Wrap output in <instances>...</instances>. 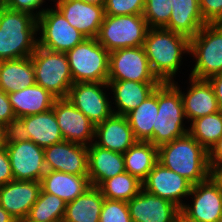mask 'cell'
<instances>
[{
  "label": "cell",
  "mask_w": 222,
  "mask_h": 222,
  "mask_svg": "<svg viewBox=\"0 0 222 222\" xmlns=\"http://www.w3.org/2000/svg\"><path fill=\"white\" fill-rule=\"evenodd\" d=\"M143 48L157 78L161 82H172L181 66L182 56L190 52V39L163 27L149 28Z\"/></svg>",
  "instance_id": "6da1fadb"
},
{
  "label": "cell",
  "mask_w": 222,
  "mask_h": 222,
  "mask_svg": "<svg viewBox=\"0 0 222 222\" xmlns=\"http://www.w3.org/2000/svg\"><path fill=\"white\" fill-rule=\"evenodd\" d=\"M158 162L192 185L210 177L208 151L189 133L159 146Z\"/></svg>",
  "instance_id": "7a4b0ae2"
},
{
  "label": "cell",
  "mask_w": 222,
  "mask_h": 222,
  "mask_svg": "<svg viewBox=\"0 0 222 222\" xmlns=\"http://www.w3.org/2000/svg\"><path fill=\"white\" fill-rule=\"evenodd\" d=\"M37 18L0 7V61L31 57L38 46Z\"/></svg>",
  "instance_id": "3957f363"
},
{
  "label": "cell",
  "mask_w": 222,
  "mask_h": 222,
  "mask_svg": "<svg viewBox=\"0 0 222 222\" xmlns=\"http://www.w3.org/2000/svg\"><path fill=\"white\" fill-rule=\"evenodd\" d=\"M176 83V84H175ZM178 82H161L158 85V111H156L153 138L154 146H161L174 139L183 137L189 129L183 121L186 119ZM185 118V119H184Z\"/></svg>",
  "instance_id": "277c9868"
},
{
  "label": "cell",
  "mask_w": 222,
  "mask_h": 222,
  "mask_svg": "<svg viewBox=\"0 0 222 222\" xmlns=\"http://www.w3.org/2000/svg\"><path fill=\"white\" fill-rule=\"evenodd\" d=\"M195 65L189 76L209 79L222 73V23H206L190 38V52Z\"/></svg>",
  "instance_id": "5b68a950"
},
{
  "label": "cell",
  "mask_w": 222,
  "mask_h": 222,
  "mask_svg": "<svg viewBox=\"0 0 222 222\" xmlns=\"http://www.w3.org/2000/svg\"><path fill=\"white\" fill-rule=\"evenodd\" d=\"M66 55L74 83L108 81L109 52L97 38H86Z\"/></svg>",
  "instance_id": "8992f818"
},
{
  "label": "cell",
  "mask_w": 222,
  "mask_h": 222,
  "mask_svg": "<svg viewBox=\"0 0 222 222\" xmlns=\"http://www.w3.org/2000/svg\"><path fill=\"white\" fill-rule=\"evenodd\" d=\"M35 69V82L57 99L66 98L74 84L66 53L37 46L31 55Z\"/></svg>",
  "instance_id": "52a82bcc"
},
{
  "label": "cell",
  "mask_w": 222,
  "mask_h": 222,
  "mask_svg": "<svg viewBox=\"0 0 222 222\" xmlns=\"http://www.w3.org/2000/svg\"><path fill=\"white\" fill-rule=\"evenodd\" d=\"M148 29L143 15H105L97 40L109 53L122 48L141 47Z\"/></svg>",
  "instance_id": "ba28073f"
},
{
  "label": "cell",
  "mask_w": 222,
  "mask_h": 222,
  "mask_svg": "<svg viewBox=\"0 0 222 222\" xmlns=\"http://www.w3.org/2000/svg\"><path fill=\"white\" fill-rule=\"evenodd\" d=\"M38 46L43 49L66 53L86 39V36L71 26L56 8H47L37 18Z\"/></svg>",
  "instance_id": "9c48e42d"
},
{
  "label": "cell",
  "mask_w": 222,
  "mask_h": 222,
  "mask_svg": "<svg viewBox=\"0 0 222 222\" xmlns=\"http://www.w3.org/2000/svg\"><path fill=\"white\" fill-rule=\"evenodd\" d=\"M161 82L152 72L143 46L109 53L108 81Z\"/></svg>",
  "instance_id": "30bf717a"
},
{
  "label": "cell",
  "mask_w": 222,
  "mask_h": 222,
  "mask_svg": "<svg viewBox=\"0 0 222 222\" xmlns=\"http://www.w3.org/2000/svg\"><path fill=\"white\" fill-rule=\"evenodd\" d=\"M104 88L109 89L107 82L74 83L66 98L96 126L113 114Z\"/></svg>",
  "instance_id": "8fae6325"
},
{
  "label": "cell",
  "mask_w": 222,
  "mask_h": 222,
  "mask_svg": "<svg viewBox=\"0 0 222 222\" xmlns=\"http://www.w3.org/2000/svg\"><path fill=\"white\" fill-rule=\"evenodd\" d=\"M190 196L192 204H184L180 209L185 217L194 222H218L222 215V191L211 177L192 185Z\"/></svg>",
  "instance_id": "7c38bea8"
},
{
  "label": "cell",
  "mask_w": 222,
  "mask_h": 222,
  "mask_svg": "<svg viewBox=\"0 0 222 222\" xmlns=\"http://www.w3.org/2000/svg\"><path fill=\"white\" fill-rule=\"evenodd\" d=\"M14 180L41 181L45 174L44 148L31 140L7 144Z\"/></svg>",
  "instance_id": "4fadbf2b"
},
{
  "label": "cell",
  "mask_w": 222,
  "mask_h": 222,
  "mask_svg": "<svg viewBox=\"0 0 222 222\" xmlns=\"http://www.w3.org/2000/svg\"><path fill=\"white\" fill-rule=\"evenodd\" d=\"M52 108L64 141L86 146L94 141L95 125L67 98L56 99Z\"/></svg>",
  "instance_id": "5bb4252c"
},
{
  "label": "cell",
  "mask_w": 222,
  "mask_h": 222,
  "mask_svg": "<svg viewBox=\"0 0 222 222\" xmlns=\"http://www.w3.org/2000/svg\"><path fill=\"white\" fill-rule=\"evenodd\" d=\"M192 184L181 175L157 162L142 182V189L155 196L167 199L178 206H184L183 198L190 194ZM182 198V199H181Z\"/></svg>",
  "instance_id": "9a60e30c"
},
{
  "label": "cell",
  "mask_w": 222,
  "mask_h": 222,
  "mask_svg": "<svg viewBox=\"0 0 222 222\" xmlns=\"http://www.w3.org/2000/svg\"><path fill=\"white\" fill-rule=\"evenodd\" d=\"M46 170L75 175H88V148L86 145L62 141L44 148Z\"/></svg>",
  "instance_id": "2e32d148"
},
{
  "label": "cell",
  "mask_w": 222,
  "mask_h": 222,
  "mask_svg": "<svg viewBox=\"0 0 222 222\" xmlns=\"http://www.w3.org/2000/svg\"><path fill=\"white\" fill-rule=\"evenodd\" d=\"M57 8L71 26L86 38H97L105 16L104 6L86 3L82 0H54Z\"/></svg>",
  "instance_id": "e0dca14e"
},
{
  "label": "cell",
  "mask_w": 222,
  "mask_h": 222,
  "mask_svg": "<svg viewBox=\"0 0 222 222\" xmlns=\"http://www.w3.org/2000/svg\"><path fill=\"white\" fill-rule=\"evenodd\" d=\"M41 191V181L13 180L0 186V206L16 221L28 217Z\"/></svg>",
  "instance_id": "ac0fdd59"
},
{
  "label": "cell",
  "mask_w": 222,
  "mask_h": 222,
  "mask_svg": "<svg viewBox=\"0 0 222 222\" xmlns=\"http://www.w3.org/2000/svg\"><path fill=\"white\" fill-rule=\"evenodd\" d=\"M132 222H175L180 208L141 189L127 202Z\"/></svg>",
  "instance_id": "d6986e66"
},
{
  "label": "cell",
  "mask_w": 222,
  "mask_h": 222,
  "mask_svg": "<svg viewBox=\"0 0 222 222\" xmlns=\"http://www.w3.org/2000/svg\"><path fill=\"white\" fill-rule=\"evenodd\" d=\"M94 140L95 145L121 154L137 142L126 116L116 114L95 126Z\"/></svg>",
  "instance_id": "ffe728a7"
},
{
  "label": "cell",
  "mask_w": 222,
  "mask_h": 222,
  "mask_svg": "<svg viewBox=\"0 0 222 222\" xmlns=\"http://www.w3.org/2000/svg\"><path fill=\"white\" fill-rule=\"evenodd\" d=\"M189 85L186 95L180 90L186 119L193 121L200 117L219 112L216 95L208 79H196L189 76Z\"/></svg>",
  "instance_id": "44dd1931"
},
{
  "label": "cell",
  "mask_w": 222,
  "mask_h": 222,
  "mask_svg": "<svg viewBox=\"0 0 222 222\" xmlns=\"http://www.w3.org/2000/svg\"><path fill=\"white\" fill-rule=\"evenodd\" d=\"M88 148V177L91 186L98 187L104 180L125 172L124 156L95 145Z\"/></svg>",
  "instance_id": "7402d4cb"
},
{
  "label": "cell",
  "mask_w": 222,
  "mask_h": 222,
  "mask_svg": "<svg viewBox=\"0 0 222 222\" xmlns=\"http://www.w3.org/2000/svg\"><path fill=\"white\" fill-rule=\"evenodd\" d=\"M113 92L117 110L113 114L125 116L137 108L161 82L107 81ZM115 110V111H114Z\"/></svg>",
  "instance_id": "603a6c76"
},
{
  "label": "cell",
  "mask_w": 222,
  "mask_h": 222,
  "mask_svg": "<svg viewBox=\"0 0 222 222\" xmlns=\"http://www.w3.org/2000/svg\"><path fill=\"white\" fill-rule=\"evenodd\" d=\"M91 187L88 175H75L47 170L41 179V189L66 203L75 200Z\"/></svg>",
  "instance_id": "cb8c5ba5"
},
{
  "label": "cell",
  "mask_w": 222,
  "mask_h": 222,
  "mask_svg": "<svg viewBox=\"0 0 222 222\" xmlns=\"http://www.w3.org/2000/svg\"><path fill=\"white\" fill-rule=\"evenodd\" d=\"M172 12L164 27L173 32L194 37L207 23L201 14L199 0H170Z\"/></svg>",
  "instance_id": "d4e9b609"
},
{
  "label": "cell",
  "mask_w": 222,
  "mask_h": 222,
  "mask_svg": "<svg viewBox=\"0 0 222 222\" xmlns=\"http://www.w3.org/2000/svg\"><path fill=\"white\" fill-rule=\"evenodd\" d=\"M16 117L43 113L53 107L57 99L49 91L38 84L8 94Z\"/></svg>",
  "instance_id": "484cf974"
},
{
  "label": "cell",
  "mask_w": 222,
  "mask_h": 222,
  "mask_svg": "<svg viewBox=\"0 0 222 222\" xmlns=\"http://www.w3.org/2000/svg\"><path fill=\"white\" fill-rule=\"evenodd\" d=\"M35 69L31 57L0 61V89L10 94L34 85Z\"/></svg>",
  "instance_id": "4316f807"
},
{
  "label": "cell",
  "mask_w": 222,
  "mask_h": 222,
  "mask_svg": "<svg viewBox=\"0 0 222 222\" xmlns=\"http://www.w3.org/2000/svg\"><path fill=\"white\" fill-rule=\"evenodd\" d=\"M103 203L100 189L91 186L75 200L66 203L62 222H99Z\"/></svg>",
  "instance_id": "83f0119b"
},
{
  "label": "cell",
  "mask_w": 222,
  "mask_h": 222,
  "mask_svg": "<svg viewBox=\"0 0 222 222\" xmlns=\"http://www.w3.org/2000/svg\"><path fill=\"white\" fill-rule=\"evenodd\" d=\"M30 140L45 148L64 141L53 108L30 116L22 117Z\"/></svg>",
  "instance_id": "f1b7e54d"
},
{
  "label": "cell",
  "mask_w": 222,
  "mask_h": 222,
  "mask_svg": "<svg viewBox=\"0 0 222 222\" xmlns=\"http://www.w3.org/2000/svg\"><path fill=\"white\" fill-rule=\"evenodd\" d=\"M156 111L158 86L137 108L125 115L137 141L149 142L153 138Z\"/></svg>",
  "instance_id": "f546056e"
},
{
  "label": "cell",
  "mask_w": 222,
  "mask_h": 222,
  "mask_svg": "<svg viewBox=\"0 0 222 222\" xmlns=\"http://www.w3.org/2000/svg\"><path fill=\"white\" fill-rule=\"evenodd\" d=\"M123 156L126 172L143 182L158 162V147L151 142L137 141Z\"/></svg>",
  "instance_id": "4dcf8cb0"
},
{
  "label": "cell",
  "mask_w": 222,
  "mask_h": 222,
  "mask_svg": "<svg viewBox=\"0 0 222 222\" xmlns=\"http://www.w3.org/2000/svg\"><path fill=\"white\" fill-rule=\"evenodd\" d=\"M98 188L104 198L128 202L142 189V182L128 172L104 180Z\"/></svg>",
  "instance_id": "1f68e13d"
},
{
  "label": "cell",
  "mask_w": 222,
  "mask_h": 222,
  "mask_svg": "<svg viewBox=\"0 0 222 222\" xmlns=\"http://www.w3.org/2000/svg\"><path fill=\"white\" fill-rule=\"evenodd\" d=\"M188 128V133L208 151L222 136V110L193 120Z\"/></svg>",
  "instance_id": "d6a6232c"
},
{
  "label": "cell",
  "mask_w": 222,
  "mask_h": 222,
  "mask_svg": "<svg viewBox=\"0 0 222 222\" xmlns=\"http://www.w3.org/2000/svg\"><path fill=\"white\" fill-rule=\"evenodd\" d=\"M65 208L66 202L64 200L41 189L38 199L31 207L28 218L35 222H62Z\"/></svg>",
  "instance_id": "836d02e7"
},
{
  "label": "cell",
  "mask_w": 222,
  "mask_h": 222,
  "mask_svg": "<svg viewBox=\"0 0 222 222\" xmlns=\"http://www.w3.org/2000/svg\"><path fill=\"white\" fill-rule=\"evenodd\" d=\"M172 4L170 0H145L143 17L149 28H164L171 16Z\"/></svg>",
  "instance_id": "e575fe53"
},
{
  "label": "cell",
  "mask_w": 222,
  "mask_h": 222,
  "mask_svg": "<svg viewBox=\"0 0 222 222\" xmlns=\"http://www.w3.org/2000/svg\"><path fill=\"white\" fill-rule=\"evenodd\" d=\"M99 222H132L127 202L104 198Z\"/></svg>",
  "instance_id": "d590c367"
},
{
  "label": "cell",
  "mask_w": 222,
  "mask_h": 222,
  "mask_svg": "<svg viewBox=\"0 0 222 222\" xmlns=\"http://www.w3.org/2000/svg\"><path fill=\"white\" fill-rule=\"evenodd\" d=\"M145 0H106L105 15H143Z\"/></svg>",
  "instance_id": "8d00e7d4"
},
{
  "label": "cell",
  "mask_w": 222,
  "mask_h": 222,
  "mask_svg": "<svg viewBox=\"0 0 222 222\" xmlns=\"http://www.w3.org/2000/svg\"><path fill=\"white\" fill-rule=\"evenodd\" d=\"M6 144L30 140L26 124L21 117L11 119L5 125Z\"/></svg>",
  "instance_id": "74e56055"
},
{
  "label": "cell",
  "mask_w": 222,
  "mask_h": 222,
  "mask_svg": "<svg viewBox=\"0 0 222 222\" xmlns=\"http://www.w3.org/2000/svg\"><path fill=\"white\" fill-rule=\"evenodd\" d=\"M199 4L207 23H222V0H199Z\"/></svg>",
  "instance_id": "f35d334b"
},
{
  "label": "cell",
  "mask_w": 222,
  "mask_h": 222,
  "mask_svg": "<svg viewBox=\"0 0 222 222\" xmlns=\"http://www.w3.org/2000/svg\"><path fill=\"white\" fill-rule=\"evenodd\" d=\"M45 0H12L7 8L15 11L27 12L38 18L46 9L42 8L37 12L36 9L40 8ZM36 10V11H35ZM35 11V12H33Z\"/></svg>",
  "instance_id": "ab89813d"
},
{
  "label": "cell",
  "mask_w": 222,
  "mask_h": 222,
  "mask_svg": "<svg viewBox=\"0 0 222 222\" xmlns=\"http://www.w3.org/2000/svg\"><path fill=\"white\" fill-rule=\"evenodd\" d=\"M14 180L6 147L0 148V186Z\"/></svg>",
  "instance_id": "60d3db41"
},
{
  "label": "cell",
  "mask_w": 222,
  "mask_h": 222,
  "mask_svg": "<svg viewBox=\"0 0 222 222\" xmlns=\"http://www.w3.org/2000/svg\"><path fill=\"white\" fill-rule=\"evenodd\" d=\"M15 117L8 94L0 89V123L6 125Z\"/></svg>",
  "instance_id": "b9f144b4"
},
{
  "label": "cell",
  "mask_w": 222,
  "mask_h": 222,
  "mask_svg": "<svg viewBox=\"0 0 222 222\" xmlns=\"http://www.w3.org/2000/svg\"><path fill=\"white\" fill-rule=\"evenodd\" d=\"M220 162H222V136L208 150V163L209 164H217Z\"/></svg>",
  "instance_id": "7bdbcfd3"
},
{
  "label": "cell",
  "mask_w": 222,
  "mask_h": 222,
  "mask_svg": "<svg viewBox=\"0 0 222 222\" xmlns=\"http://www.w3.org/2000/svg\"><path fill=\"white\" fill-rule=\"evenodd\" d=\"M209 82L212 84L219 107L222 110V73L210 77Z\"/></svg>",
  "instance_id": "ee69618b"
},
{
  "label": "cell",
  "mask_w": 222,
  "mask_h": 222,
  "mask_svg": "<svg viewBox=\"0 0 222 222\" xmlns=\"http://www.w3.org/2000/svg\"><path fill=\"white\" fill-rule=\"evenodd\" d=\"M210 177L218 185L222 191V162L217 164H209Z\"/></svg>",
  "instance_id": "f6af8a7d"
},
{
  "label": "cell",
  "mask_w": 222,
  "mask_h": 222,
  "mask_svg": "<svg viewBox=\"0 0 222 222\" xmlns=\"http://www.w3.org/2000/svg\"><path fill=\"white\" fill-rule=\"evenodd\" d=\"M0 222H17L4 208L0 206Z\"/></svg>",
  "instance_id": "bcb514c9"
},
{
  "label": "cell",
  "mask_w": 222,
  "mask_h": 222,
  "mask_svg": "<svg viewBox=\"0 0 222 222\" xmlns=\"http://www.w3.org/2000/svg\"><path fill=\"white\" fill-rule=\"evenodd\" d=\"M5 125L0 123V148L6 147Z\"/></svg>",
  "instance_id": "7dc6e473"
},
{
  "label": "cell",
  "mask_w": 222,
  "mask_h": 222,
  "mask_svg": "<svg viewBox=\"0 0 222 222\" xmlns=\"http://www.w3.org/2000/svg\"><path fill=\"white\" fill-rule=\"evenodd\" d=\"M82 1L99 6H104L106 3V0H82Z\"/></svg>",
  "instance_id": "c3c4849f"
},
{
  "label": "cell",
  "mask_w": 222,
  "mask_h": 222,
  "mask_svg": "<svg viewBox=\"0 0 222 222\" xmlns=\"http://www.w3.org/2000/svg\"><path fill=\"white\" fill-rule=\"evenodd\" d=\"M175 222H194L185 217L181 212L177 215Z\"/></svg>",
  "instance_id": "681fc988"
},
{
  "label": "cell",
  "mask_w": 222,
  "mask_h": 222,
  "mask_svg": "<svg viewBox=\"0 0 222 222\" xmlns=\"http://www.w3.org/2000/svg\"><path fill=\"white\" fill-rule=\"evenodd\" d=\"M12 0H0V7H7Z\"/></svg>",
  "instance_id": "f907efd6"
},
{
  "label": "cell",
  "mask_w": 222,
  "mask_h": 222,
  "mask_svg": "<svg viewBox=\"0 0 222 222\" xmlns=\"http://www.w3.org/2000/svg\"><path fill=\"white\" fill-rule=\"evenodd\" d=\"M17 222H35V221H32V220H30L28 217H26V218L21 219V220H19V221H17Z\"/></svg>",
  "instance_id": "816d5d0a"
},
{
  "label": "cell",
  "mask_w": 222,
  "mask_h": 222,
  "mask_svg": "<svg viewBox=\"0 0 222 222\" xmlns=\"http://www.w3.org/2000/svg\"><path fill=\"white\" fill-rule=\"evenodd\" d=\"M218 222H222V215H221L220 218L218 219Z\"/></svg>",
  "instance_id": "f5cc1de1"
}]
</instances>
